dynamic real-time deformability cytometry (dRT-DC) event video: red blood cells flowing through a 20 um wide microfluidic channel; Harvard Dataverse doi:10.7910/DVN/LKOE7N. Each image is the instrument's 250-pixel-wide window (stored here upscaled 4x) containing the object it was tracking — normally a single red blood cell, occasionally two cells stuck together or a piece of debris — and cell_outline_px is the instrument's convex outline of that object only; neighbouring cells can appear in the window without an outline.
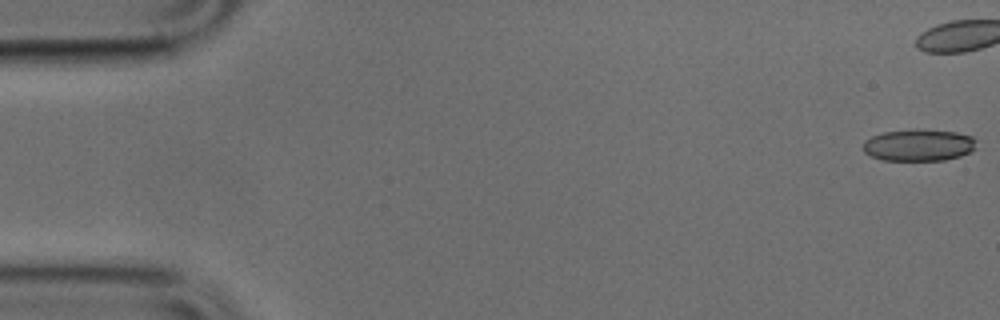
{"species": "common noctule bat (a hibernating species)", "species_latin": "Nyctalus noctula", "temperature_condition": "cold", "stored_images_in_passage": 39, "camera_frame_rate_fps": 3000, "um_per_image_px": 0.085, "animal": {"sex": "male", "body_mass_g": 17.9, "forearm_length_mm": 54.2}, "frame": {"image": 1, "passage_image": 1, "time_ms": 0.0, "image_size_px": [1000, 320], "cell_outline_px": [[976, 148], [972, 152], [960, 156], [944, 160], [884, 160], [872, 156], [864, 152], [864, 140], [872, 136], [884, 132], [916, 128], [956, 132], [972, 136], [976, 140]], "centroid_in_image_um": [78.13, 12.32], "position_along_channel_um": 6.9, "area_um2": 21.21}}